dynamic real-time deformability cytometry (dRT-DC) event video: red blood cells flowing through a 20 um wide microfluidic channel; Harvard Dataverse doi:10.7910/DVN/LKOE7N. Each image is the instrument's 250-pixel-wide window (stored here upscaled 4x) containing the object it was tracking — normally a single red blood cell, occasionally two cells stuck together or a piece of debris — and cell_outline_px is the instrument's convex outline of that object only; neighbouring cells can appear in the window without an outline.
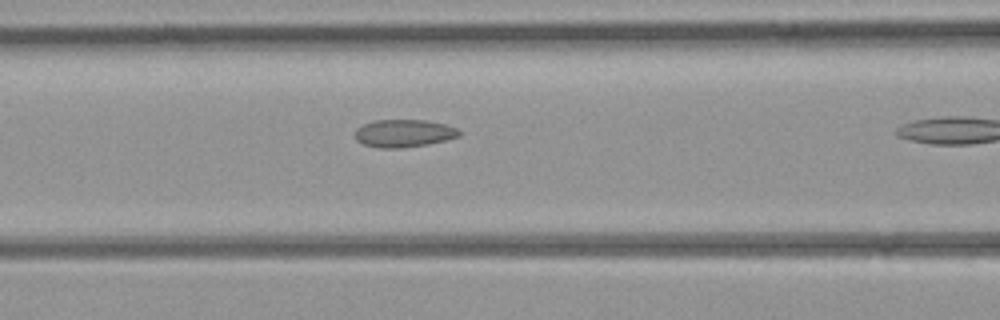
{"species": "common noctule bat (a hibernating species)", "species_latin": "Nyctalus noctula", "temperature_condition": "room temperature", "stored_images_in_passage": 9, "camera_frame_rate_fps": 3000, "um_per_image_px": 0.085, "animal": {"sex": "female", "body_mass_g": 21.9}, "frame": {"image": 1, "passage_image": 8, "time_ms": 2.333, "image_size_px": [1000, 320], "cell_outline_px": [[460, 136], [448, 140], [428, 144], [400, 148], [380, 148], [364, 144], [356, 140], [356, 128], [372, 120], [424, 120], [444, 124], [456, 128], [460, 132]], "centroid_in_image_um": [34.33, 11.33], "position_along_channel_um": 132.3, "area_um2": 16.76}}